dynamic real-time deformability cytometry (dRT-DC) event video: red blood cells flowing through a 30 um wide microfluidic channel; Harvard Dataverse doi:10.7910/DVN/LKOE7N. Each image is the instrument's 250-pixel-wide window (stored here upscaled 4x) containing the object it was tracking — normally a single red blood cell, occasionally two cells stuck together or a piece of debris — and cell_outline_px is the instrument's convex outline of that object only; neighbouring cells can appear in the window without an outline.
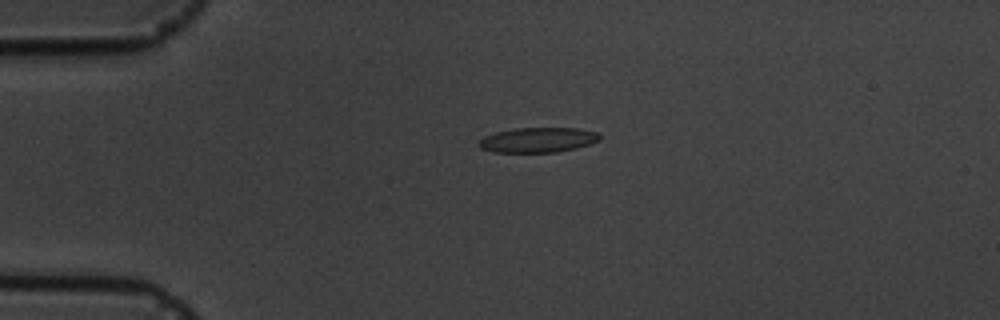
{"species": "common noctule bat (a hibernating species)", "species_latin": "Nyctalus noctula", "temperature_condition": "cold", "stored_images_in_passage": 4, "camera_frame_rate_fps": 3000, "um_per_image_px": 0.085, "animal": {"sex": "male", "body_mass_g": 19.5, "forearm_length_mm": 54.6}, "frame": {"image": 1, "passage_image": 4, "time_ms": 4.333, "image_size_px": [1000, 320], "cell_outline_px": [[600, 140], [576, 148], [556, 152], [492, 152], [480, 148], [480, 140], [484, 136], [496, 132], [516, 128], [576, 128], [600, 132]], "centroid_in_image_um": [45.74, 11.89], "position_along_channel_um": 39.3, "area_um2": 17.51}}